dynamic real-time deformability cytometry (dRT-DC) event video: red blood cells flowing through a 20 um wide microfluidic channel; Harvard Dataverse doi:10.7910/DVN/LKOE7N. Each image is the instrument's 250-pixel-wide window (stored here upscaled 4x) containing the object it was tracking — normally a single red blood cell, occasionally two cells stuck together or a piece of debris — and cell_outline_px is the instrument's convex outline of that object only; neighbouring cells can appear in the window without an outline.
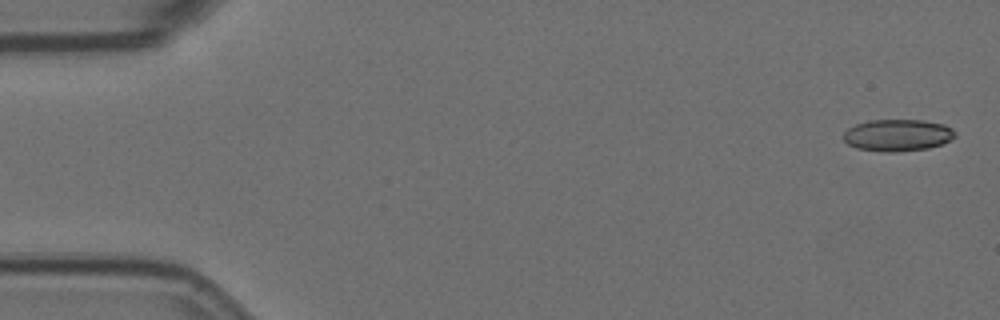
{"species": "Egyptian fruit bat (a non-hibernating species)", "species_latin": "Rousettus aegyptiacus", "temperature_condition": "room temperature", "stored_images_in_passage": 6, "camera_frame_rate_fps": 3000, "um_per_image_px": 0.085, "animal": {"sex": "female"}, "frame": {"image": 1, "passage_image": 1, "time_ms": 0.0, "image_size_px": [1000, 320], "cell_outline_px": [[956, 136], [940, 144], [928, 148], [892, 152], [888, 152], [856, 148], [848, 144], [844, 140], [844, 132], [848, 128], [856, 124], [868, 120], [924, 120], [944, 124], [952, 128], [956, 132]], "centroid_in_image_um": [76.29, 11.48], "position_along_channel_um": 8.7, "area_um2": 20.63}}
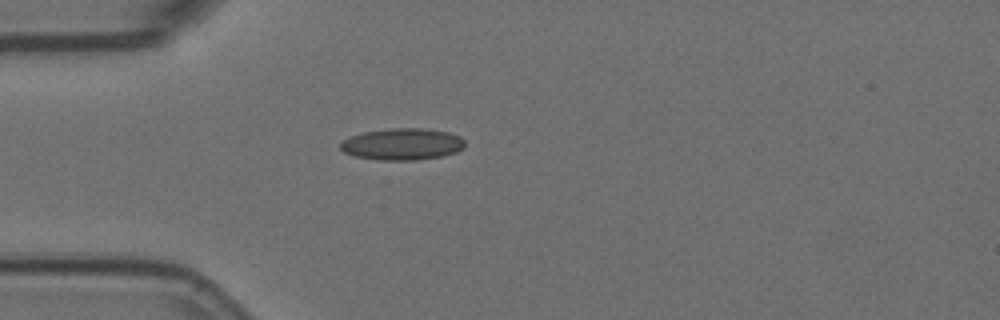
{"frame": {"image": 2, "passage_image": 5, "time_ms": 1.333, "image_size_px": [1000, 320], "cell_outline_px": [[464, 148], [456, 152], [444, 156], [416, 160], [380, 160], [356, 156], [344, 152], [340, 148], [340, 144], [344, 140], [352, 136], [364, 132], [392, 128], [424, 128], [448, 132], [460, 136], [464, 140]], "centroid_in_image_um": [34.24, 12.25], "position_along_channel_um": 50.8, "area_um2": 22.95}}